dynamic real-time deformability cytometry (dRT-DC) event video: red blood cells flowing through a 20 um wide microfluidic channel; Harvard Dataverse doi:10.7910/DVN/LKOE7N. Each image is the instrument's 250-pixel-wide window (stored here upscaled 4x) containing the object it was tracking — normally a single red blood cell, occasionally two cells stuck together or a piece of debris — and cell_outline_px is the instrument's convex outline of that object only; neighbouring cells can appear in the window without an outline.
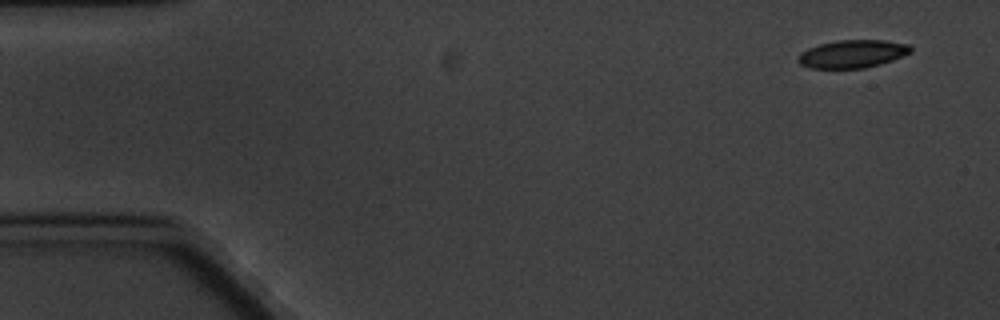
{"species": "common noctule bat (a hibernating species)", "species_latin": "Nyctalus noctula", "temperature_condition": "cold", "stored_images_in_passage": 5, "camera_frame_rate_fps": 3000, "um_per_image_px": 0.085, "animal": {"sex": "male", "body_mass_g": 20.1, "forearm_length_mm": 53.5}, "frame": {"image": 1, "passage_image": 1, "time_ms": 0.0, "image_size_px": [1000, 320], "cell_outline_px": [[912, 52], [892, 60], [880, 64], [864, 68], [808, 68], [800, 64], [796, 60], [796, 56], [800, 52], [808, 48], [820, 44], [836, 40], [888, 40], [908, 44], [912, 48]], "centroid_in_image_um": [72.43, 4.57], "position_along_channel_um": 12.6, "area_um2": 18.5}}
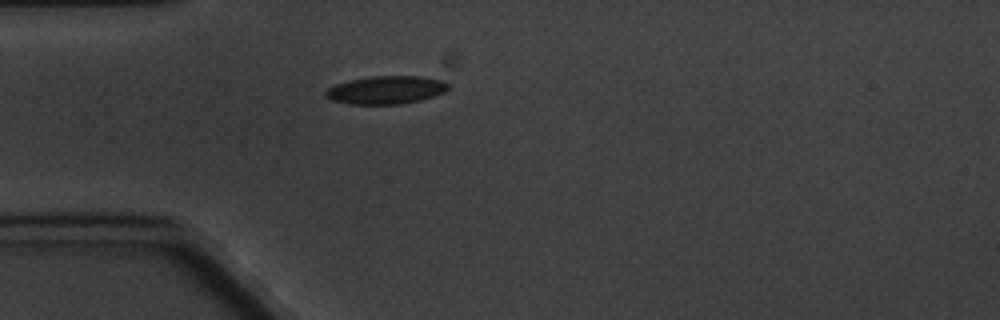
{"frame": {"image": 2, "passage_image": 5, "time_ms": 4.333, "image_size_px": [1000, 320], "cell_outline_px": [[452, 88], [444, 92], [420, 100], [400, 104], [352, 104], [332, 100], [324, 96], [324, 92], [328, 88], [336, 84], [348, 80], [368, 76], [420, 76], [444, 80], [452, 84]], "centroid_in_image_um": [32.85, 7.63], "position_along_channel_um": 52.1, "area_um2": 20.29}}